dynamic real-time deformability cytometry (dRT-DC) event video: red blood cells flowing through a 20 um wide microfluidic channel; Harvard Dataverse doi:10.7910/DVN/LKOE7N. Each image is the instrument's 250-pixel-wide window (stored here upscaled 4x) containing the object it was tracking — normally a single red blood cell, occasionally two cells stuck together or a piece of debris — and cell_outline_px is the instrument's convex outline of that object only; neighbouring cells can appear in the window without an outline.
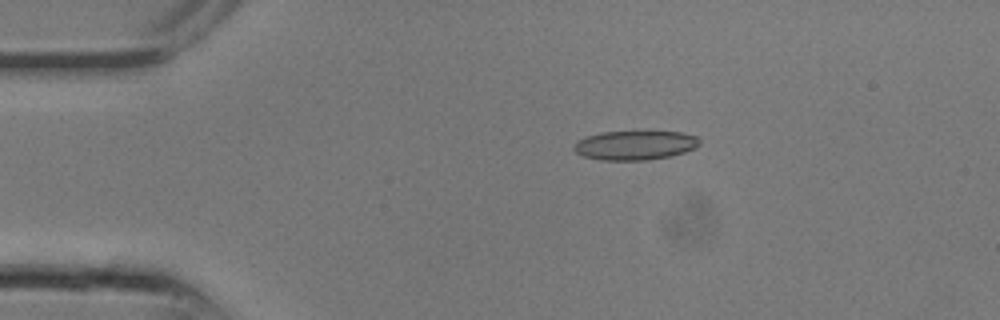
{"species": "common noctule bat (a hibernating species)", "species_latin": "Nyctalus noctula", "temperature_condition": "room temperature", "stored_images_in_passage": 7, "camera_frame_rate_fps": 3000, "um_per_image_px": 0.085, "animal": {"sex": "male", "body_mass_g": 13.3}, "frame": {"image": 1, "passage_image": 1, "time_ms": 0.0, "image_size_px": [1000, 320], "cell_outline_px": [[700, 144], [684, 152], [672, 156], [648, 160], [600, 160], [584, 156], [576, 152], [572, 148], [580, 140], [588, 136], [604, 132], [680, 132], [696, 136], [700, 140]], "centroid_in_image_um": [54.0, 12.36], "position_along_channel_um": 31.0, "area_um2": 21.1}}
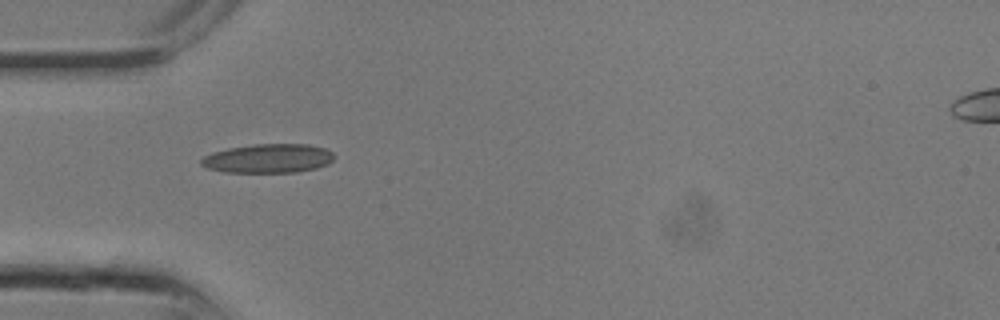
{"frame": {"image": 2, "passage_image": 4, "time_ms": 1.0, "image_size_px": [1000, 320], "cell_outline_px": [[336, 156], [328, 164], [316, 168], [296, 172], [224, 172], [208, 168], [200, 164], [200, 160], [204, 156], [212, 152], [228, 148], [252, 144], [308, 144], [324, 148], [332, 152]], "centroid_in_image_um": [22.8, 13.46], "position_along_channel_um": 62.2, "area_um2": 22.54}}
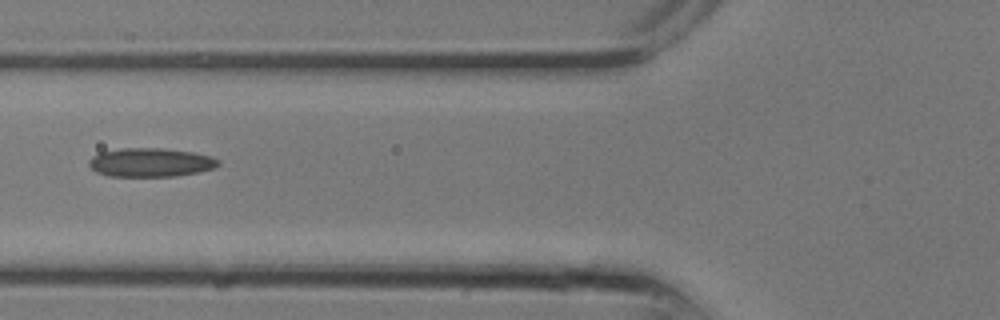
{"frame": {"image": 3, "passage_image": 6, "time_ms": 1.667, "image_size_px": [1000, 320], "cell_outline_px": [[220, 164], [212, 168], [200, 172], [176, 176], [108, 176], [96, 172], [88, 164], [88, 160], [92, 156], [100, 152], [120, 148], [164, 148], [192, 152], [212, 156], [220, 160]], "centroid_in_image_um": [12.79, 13.8], "position_along_channel_um": 113.0, "area_um2": 21.85}}